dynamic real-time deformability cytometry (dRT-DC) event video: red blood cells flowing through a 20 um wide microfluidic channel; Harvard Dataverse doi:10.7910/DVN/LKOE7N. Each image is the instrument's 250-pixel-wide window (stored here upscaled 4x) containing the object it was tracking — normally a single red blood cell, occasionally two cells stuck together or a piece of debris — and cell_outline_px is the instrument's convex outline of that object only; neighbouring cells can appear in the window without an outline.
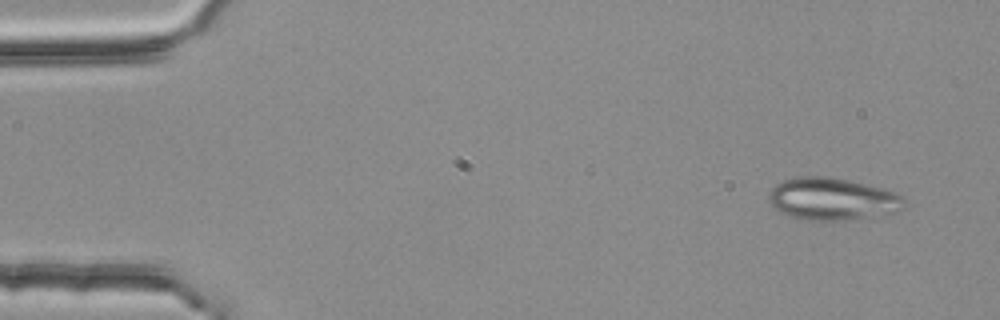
{"species": "common noctule bat (a hibernating species)", "species_latin": "Nyctalus noctula", "temperature_condition": "room temperature", "stored_images_in_passage": 3, "camera_frame_rate_fps": 3000, "um_per_image_px": 0.085, "animal": {"sex": "female", "body_mass_g": 25.1}, "frame": {"image": 1, "passage_image": 1, "time_ms": 0.0, "image_size_px": [1000, 320], "cell_outline_px": [[908, 204], [904, 208], [896, 212], [844, 220], [808, 220], [788, 216], [780, 212], [768, 200], [768, 192], [776, 184], [784, 180], [800, 176], [828, 176], [848, 180], [884, 188], [896, 192], [904, 196]], "centroid_in_image_um": [70.78, 16.9], "position_along_channel_um": 14.2, "area_um2": 33.58}}